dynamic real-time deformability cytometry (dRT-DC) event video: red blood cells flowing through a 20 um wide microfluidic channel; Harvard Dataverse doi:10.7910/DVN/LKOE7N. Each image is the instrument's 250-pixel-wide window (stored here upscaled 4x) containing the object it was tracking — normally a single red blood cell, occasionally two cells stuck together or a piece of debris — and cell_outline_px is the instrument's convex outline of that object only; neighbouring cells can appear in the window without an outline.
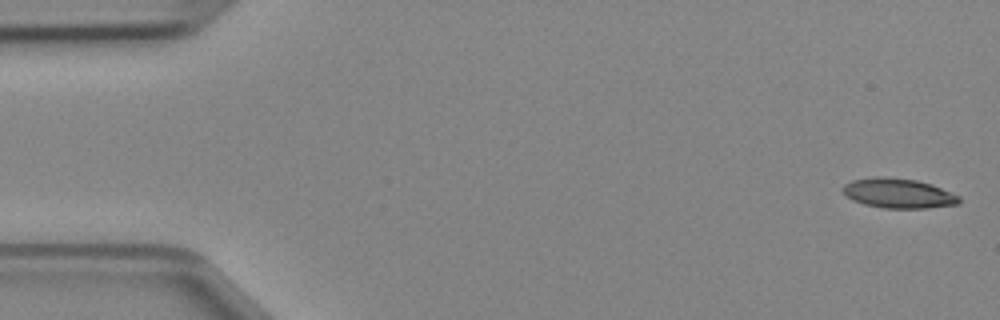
{"species": "Egyptian fruit bat (a non-hibernating species)", "species_latin": "Rousettus aegyptiacus", "temperature_condition": "cold", "stored_images_in_passage": 47, "camera_frame_rate_fps": 3000, "um_per_image_px": 0.085, "animal": {"sex": "female"}, "frame": {"image": 1, "passage_image": 1, "time_ms": 0.0, "image_size_px": [1000, 320], "cell_outline_px": [[960, 200], [956, 204], [924, 208], [884, 208], [864, 204], [852, 200], [840, 188], [844, 184], [852, 180], [872, 176], [888, 176], [916, 180], [932, 184], [960, 196]], "centroid_in_image_um": [76.32, 16.41], "position_along_channel_um": 8.7, "area_um2": 20.23}}
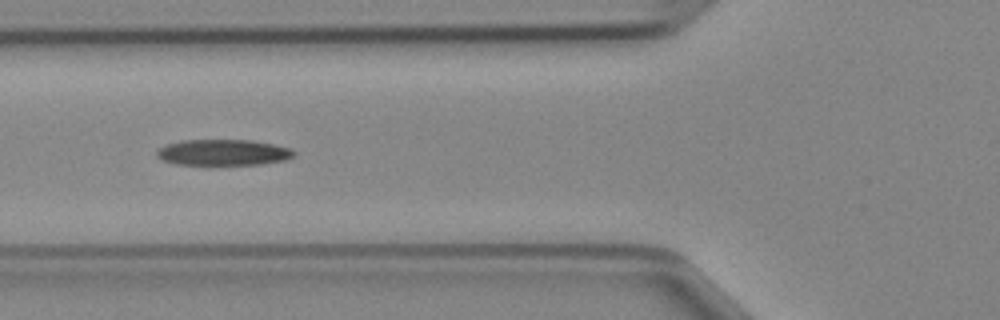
{"frame": {"image": 2, "passage_image": 17, "time_ms": 5.333, "image_size_px": [1000, 320], "cell_outline_px": [[296, 152], [292, 156], [284, 160], [260, 164], [176, 164], [160, 160], [156, 156], [156, 152], [160, 148], [168, 144], [184, 140], [252, 140], [292, 148]], "centroid_in_image_um": [18.96, 12.95], "position_along_channel_um": 106.8, "area_um2": 20.58}}
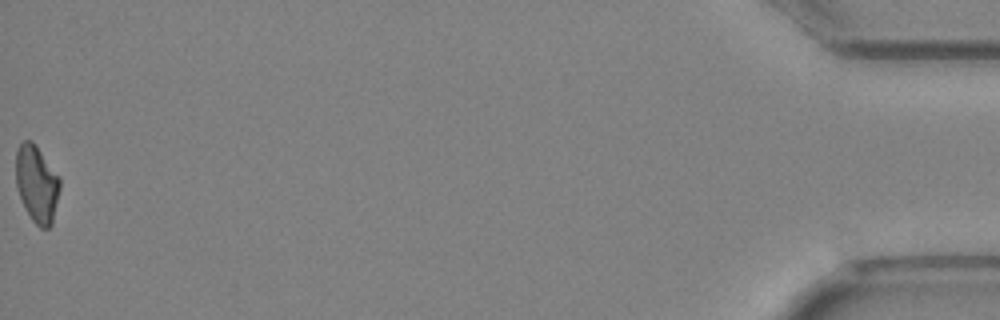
{"frame": {"image": 3, "passage_image": 47, "time_ms": 15.333, "image_size_px": [1000, 320], "cell_outline_px": [[60, 188], [52, 224], [48, 228], [40, 228], [32, 220], [16, 188], [16, 148], [24, 140], [32, 140], [60, 176]], "centroid_in_image_um": [3.13, 15.6], "position_along_channel_um": 432.1, "area_um2": 19.77}}